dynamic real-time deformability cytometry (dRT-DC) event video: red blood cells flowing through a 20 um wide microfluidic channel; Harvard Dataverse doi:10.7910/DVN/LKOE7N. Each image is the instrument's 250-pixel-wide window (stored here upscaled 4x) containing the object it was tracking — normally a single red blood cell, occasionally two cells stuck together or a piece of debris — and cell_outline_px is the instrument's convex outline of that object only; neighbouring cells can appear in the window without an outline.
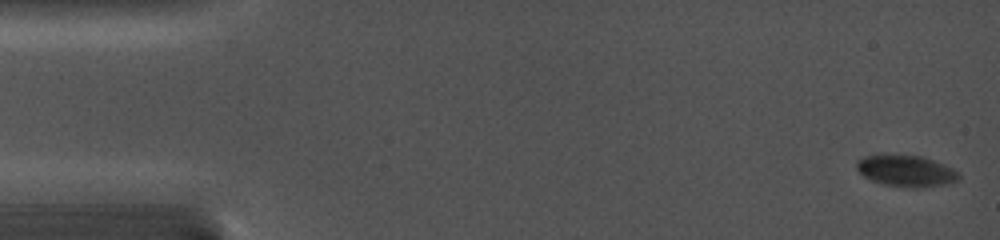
{"species": "common noctule bat (a hibernating species)", "species_latin": "Nyctalus noctula", "temperature_condition": "cold", "stored_images_in_passage": 2, "camera_frame_rate_fps": 5000, "um_per_image_px": 0.085, "animal": {"sex": "female", "body_mass_g": 19.0, "forearm_length_mm": 56.7}, "frame": {"image": 1, "passage_image": 1, "time_ms": 0.0, "image_size_px": [1000, 240], "cell_outline_px": [[960, 180], [948, 184], [920, 188], [912, 188], [884, 184], [872, 180], [864, 176], [856, 168], [856, 164], [864, 156], [924, 156], [952, 168], [960, 172]], "centroid_in_image_um": [77.1, 14.56], "position_along_channel_um": 7.9, "area_um2": 18.44}}